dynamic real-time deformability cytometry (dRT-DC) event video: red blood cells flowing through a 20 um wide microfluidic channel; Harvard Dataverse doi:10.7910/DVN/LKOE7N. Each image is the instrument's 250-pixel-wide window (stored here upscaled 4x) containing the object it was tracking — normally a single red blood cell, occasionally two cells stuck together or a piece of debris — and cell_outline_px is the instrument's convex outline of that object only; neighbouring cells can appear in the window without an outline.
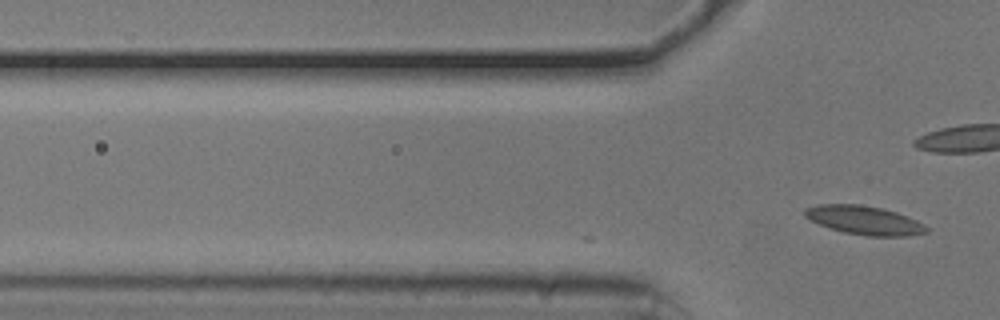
{"species": "common noctule bat (a hibernating species)", "species_latin": "Nyctalus noctula", "temperature_condition": "cold", "stored_images_in_passage": 10, "camera_frame_rate_fps": 3000, "um_per_image_px": 0.085, "animal": {"sex": "male", "body_mass_g": 20.5, "forearm_length_mm": 52.5}, "frame": {"image": 1, "passage_image": 10, "time_ms": 3.0, "image_size_px": [1000, 320], "cell_outline_px": [[928, 232], [908, 236], [868, 236], [844, 232], [820, 224], [804, 216], [804, 208], [820, 204], [860, 204], [880, 208], [896, 212], [916, 220], [924, 224], [928, 228]], "centroid_in_image_um": [73.48, 18.72], "position_along_channel_um": 52.3, "area_um2": 20.17}}